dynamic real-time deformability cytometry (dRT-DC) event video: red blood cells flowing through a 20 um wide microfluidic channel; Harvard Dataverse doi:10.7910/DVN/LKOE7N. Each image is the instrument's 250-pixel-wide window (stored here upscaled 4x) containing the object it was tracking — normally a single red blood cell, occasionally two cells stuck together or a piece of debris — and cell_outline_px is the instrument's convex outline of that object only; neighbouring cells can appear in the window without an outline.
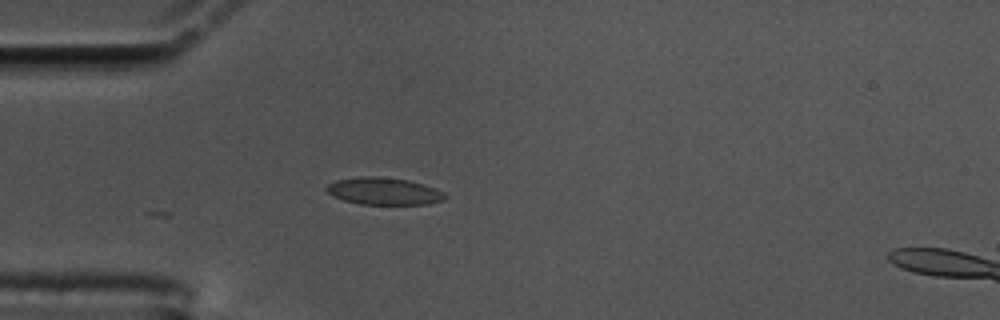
{"species": "common noctule bat (a hibernating species)", "species_latin": "Nyctalus noctula", "temperature_condition": "cold", "stored_images_in_passage": 12, "camera_frame_rate_fps": 3000, "um_per_image_px": 0.085, "animal": {"sex": "male", "body_mass_g": 17.5, "forearm_length_mm": 52.3}, "frame": {"image": 1, "passage_image": 1, "time_ms": 0.0, "image_size_px": [1000, 320], "cell_outline_px": [[448, 196], [444, 200], [428, 204], [360, 204], [344, 200], [332, 196], [324, 188], [328, 184], [336, 180], [360, 176], [376, 176], [408, 180], [424, 184], [436, 188], [444, 192]], "centroid_in_image_um": [32.64, 16.25], "position_along_channel_um": 52.4, "area_um2": 18.9}}
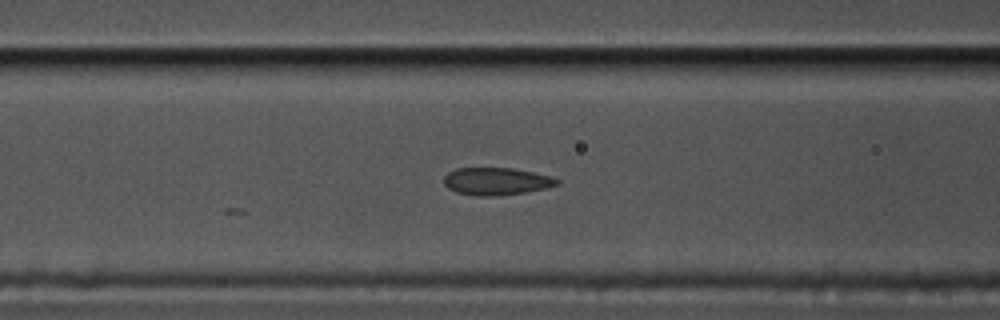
{"frame": {"image": 2, "passage_image": 8, "time_ms": 2.333, "image_size_px": [1000, 320], "cell_outline_px": [[560, 184], [548, 188], [524, 192], [492, 196], [476, 196], [456, 192], [448, 188], [444, 184], [444, 176], [448, 172], [456, 168], [512, 168], [552, 176], [560, 180]], "centroid_in_image_um": [42.2, 15.41], "position_along_channel_um": 124.4, "area_um2": 18.15}}
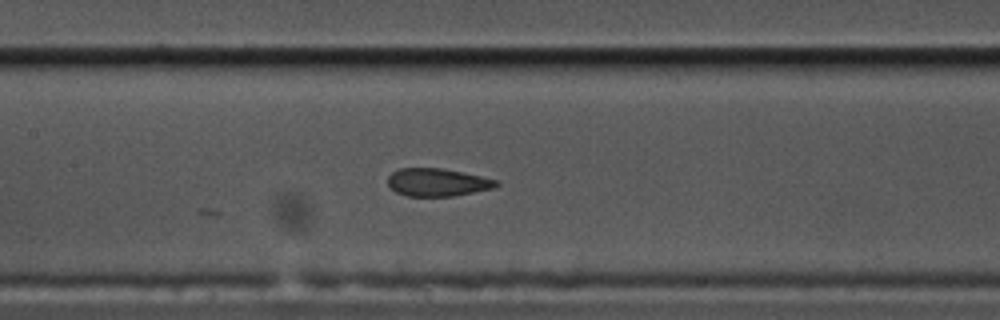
{"frame": {"image": 3, "passage_image": 12, "time_ms": 3.667, "image_size_px": [1000, 320], "cell_outline_px": [[500, 184], [492, 188], [452, 196], [408, 196], [396, 192], [388, 188], [388, 176], [392, 172], [400, 168], [440, 168], [500, 180]], "centroid_in_image_um": [37.14, 15.49], "position_along_channel_um": 170.3, "area_um2": 17.51}}